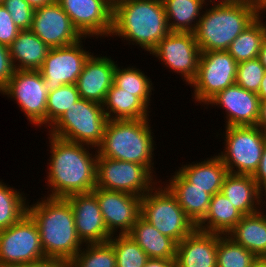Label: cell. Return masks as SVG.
Instances as JSON below:
<instances>
[{"instance_id": "obj_1", "label": "cell", "mask_w": 266, "mask_h": 267, "mask_svg": "<svg viewBox=\"0 0 266 267\" xmlns=\"http://www.w3.org/2000/svg\"><path fill=\"white\" fill-rule=\"evenodd\" d=\"M50 162L47 164L48 197L66 198L90 193L96 187L97 149L48 134ZM95 149V154L89 150ZM88 149V150H87Z\"/></svg>"}, {"instance_id": "obj_2", "label": "cell", "mask_w": 266, "mask_h": 267, "mask_svg": "<svg viewBox=\"0 0 266 267\" xmlns=\"http://www.w3.org/2000/svg\"><path fill=\"white\" fill-rule=\"evenodd\" d=\"M27 206L36 222L45 257L70 262L82 249L74 222L72 206L66 198L44 196Z\"/></svg>"}, {"instance_id": "obj_3", "label": "cell", "mask_w": 266, "mask_h": 267, "mask_svg": "<svg viewBox=\"0 0 266 267\" xmlns=\"http://www.w3.org/2000/svg\"><path fill=\"white\" fill-rule=\"evenodd\" d=\"M162 0H118L113 3L110 37L119 36L130 45L151 53L170 33Z\"/></svg>"}, {"instance_id": "obj_4", "label": "cell", "mask_w": 266, "mask_h": 267, "mask_svg": "<svg viewBox=\"0 0 266 267\" xmlns=\"http://www.w3.org/2000/svg\"><path fill=\"white\" fill-rule=\"evenodd\" d=\"M149 118L108 120L98 155L115 160L139 163L152 174L154 169V140ZM153 171V172H152Z\"/></svg>"}, {"instance_id": "obj_5", "label": "cell", "mask_w": 266, "mask_h": 267, "mask_svg": "<svg viewBox=\"0 0 266 267\" xmlns=\"http://www.w3.org/2000/svg\"><path fill=\"white\" fill-rule=\"evenodd\" d=\"M257 6L230 3L204 9L194 31L200 51H227L233 40L260 16Z\"/></svg>"}, {"instance_id": "obj_6", "label": "cell", "mask_w": 266, "mask_h": 267, "mask_svg": "<svg viewBox=\"0 0 266 267\" xmlns=\"http://www.w3.org/2000/svg\"><path fill=\"white\" fill-rule=\"evenodd\" d=\"M107 122L103 104L80 98L48 132L67 141L97 148L102 142Z\"/></svg>"}, {"instance_id": "obj_7", "label": "cell", "mask_w": 266, "mask_h": 267, "mask_svg": "<svg viewBox=\"0 0 266 267\" xmlns=\"http://www.w3.org/2000/svg\"><path fill=\"white\" fill-rule=\"evenodd\" d=\"M162 184H156L141 197L140 216L178 244L190 235L196 226L187 217L175 196Z\"/></svg>"}, {"instance_id": "obj_8", "label": "cell", "mask_w": 266, "mask_h": 267, "mask_svg": "<svg viewBox=\"0 0 266 267\" xmlns=\"http://www.w3.org/2000/svg\"><path fill=\"white\" fill-rule=\"evenodd\" d=\"M224 151L218 153L229 173L254 175L258 169L266 135L258 126H226Z\"/></svg>"}, {"instance_id": "obj_9", "label": "cell", "mask_w": 266, "mask_h": 267, "mask_svg": "<svg viewBox=\"0 0 266 267\" xmlns=\"http://www.w3.org/2000/svg\"><path fill=\"white\" fill-rule=\"evenodd\" d=\"M154 176L156 175L139 163L97 156L96 187L98 188L143 197L161 182Z\"/></svg>"}, {"instance_id": "obj_10", "label": "cell", "mask_w": 266, "mask_h": 267, "mask_svg": "<svg viewBox=\"0 0 266 267\" xmlns=\"http://www.w3.org/2000/svg\"><path fill=\"white\" fill-rule=\"evenodd\" d=\"M45 258L38 226L28 213L0 230V267H17Z\"/></svg>"}, {"instance_id": "obj_11", "label": "cell", "mask_w": 266, "mask_h": 267, "mask_svg": "<svg viewBox=\"0 0 266 267\" xmlns=\"http://www.w3.org/2000/svg\"><path fill=\"white\" fill-rule=\"evenodd\" d=\"M238 63L227 51L201 52L196 78L190 83L193 99L204 105L217 93L235 84Z\"/></svg>"}, {"instance_id": "obj_12", "label": "cell", "mask_w": 266, "mask_h": 267, "mask_svg": "<svg viewBox=\"0 0 266 267\" xmlns=\"http://www.w3.org/2000/svg\"><path fill=\"white\" fill-rule=\"evenodd\" d=\"M0 93L14 99L31 124L47 128L48 91L39 70H15Z\"/></svg>"}, {"instance_id": "obj_13", "label": "cell", "mask_w": 266, "mask_h": 267, "mask_svg": "<svg viewBox=\"0 0 266 267\" xmlns=\"http://www.w3.org/2000/svg\"><path fill=\"white\" fill-rule=\"evenodd\" d=\"M161 64L181 75L187 85L196 78L201 51L196 43L194 33L170 32L150 53Z\"/></svg>"}, {"instance_id": "obj_14", "label": "cell", "mask_w": 266, "mask_h": 267, "mask_svg": "<svg viewBox=\"0 0 266 267\" xmlns=\"http://www.w3.org/2000/svg\"><path fill=\"white\" fill-rule=\"evenodd\" d=\"M82 38L78 42L58 48H50L42 67L39 69L48 92L67 84H76L85 61L92 54L83 49Z\"/></svg>"}, {"instance_id": "obj_15", "label": "cell", "mask_w": 266, "mask_h": 267, "mask_svg": "<svg viewBox=\"0 0 266 267\" xmlns=\"http://www.w3.org/2000/svg\"><path fill=\"white\" fill-rule=\"evenodd\" d=\"M83 37H108L112 31L110 0H56Z\"/></svg>"}, {"instance_id": "obj_16", "label": "cell", "mask_w": 266, "mask_h": 267, "mask_svg": "<svg viewBox=\"0 0 266 267\" xmlns=\"http://www.w3.org/2000/svg\"><path fill=\"white\" fill-rule=\"evenodd\" d=\"M30 30L49 48L68 46L83 38L56 0L35 9Z\"/></svg>"}, {"instance_id": "obj_17", "label": "cell", "mask_w": 266, "mask_h": 267, "mask_svg": "<svg viewBox=\"0 0 266 267\" xmlns=\"http://www.w3.org/2000/svg\"><path fill=\"white\" fill-rule=\"evenodd\" d=\"M92 193L97 197L108 231L112 235H117V232L128 234L140 217L141 197L98 187H95Z\"/></svg>"}, {"instance_id": "obj_18", "label": "cell", "mask_w": 266, "mask_h": 267, "mask_svg": "<svg viewBox=\"0 0 266 267\" xmlns=\"http://www.w3.org/2000/svg\"><path fill=\"white\" fill-rule=\"evenodd\" d=\"M222 107L226 112V126H256L260 110L257 93L247 91L234 84L217 93L206 103L207 106Z\"/></svg>"}, {"instance_id": "obj_19", "label": "cell", "mask_w": 266, "mask_h": 267, "mask_svg": "<svg viewBox=\"0 0 266 267\" xmlns=\"http://www.w3.org/2000/svg\"><path fill=\"white\" fill-rule=\"evenodd\" d=\"M66 199L72 206L77 234L84 244L106 243L112 237L108 231L97 197L92 193L73 194Z\"/></svg>"}, {"instance_id": "obj_20", "label": "cell", "mask_w": 266, "mask_h": 267, "mask_svg": "<svg viewBox=\"0 0 266 267\" xmlns=\"http://www.w3.org/2000/svg\"><path fill=\"white\" fill-rule=\"evenodd\" d=\"M93 55L85 61L75 85L80 98L103 104L113 85L116 62L111 57Z\"/></svg>"}, {"instance_id": "obj_21", "label": "cell", "mask_w": 266, "mask_h": 267, "mask_svg": "<svg viewBox=\"0 0 266 267\" xmlns=\"http://www.w3.org/2000/svg\"><path fill=\"white\" fill-rule=\"evenodd\" d=\"M217 233L195 229L177 244L175 267H217Z\"/></svg>"}, {"instance_id": "obj_22", "label": "cell", "mask_w": 266, "mask_h": 267, "mask_svg": "<svg viewBox=\"0 0 266 267\" xmlns=\"http://www.w3.org/2000/svg\"><path fill=\"white\" fill-rule=\"evenodd\" d=\"M220 192L226 196L234 207L243 215L257 213L262 210L263 204L264 206L266 204L263 199L265 195L259 190L252 175L228 173Z\"/></svg>"}, {"instance_id": "obj_23", "label": "cell", "mask_w": 266, "mask_h": 267, "mask_svg": "<svg viewBox=\"0 0 266 267\" xmlns=\"http://www.w3.org/2000/svg\"><path fill=\"white\" fill-rule=\"evenodd\" d=\"M164 184L175 196L187 217L197 226L208 213L211 195L194 187L177 170ZM169 183V184H168Z\"/></svg>"}, {"instance_id": "obj_24", "label": "cell", "mask_w": 266, "mask_h": 267, "mask_svg": "<svg viewBox=\"0 0 266 267\" xmlns=\"http://www.w3.org/2000/svg\"><path fill=\"white\" fill-rule=\"evenodd\" d=\"M177 171L194 187L203 189L213 196L221 191L224 179L229 173L221 158L216 154L210 159L206 158L201 162H192L181 165Z\"/></svg>"}, {"instance_id": "obj_25", "label": "cell", "mask_w": 266, "mask_h": 267, "mask_svg": "<svg viewBox=\"0 0 266 267\" xmlns=\"http://www.w3.org/2000/svg\"><path fill=\"white\" fill-rule=\"evenodd\" d=\"M9 50L15 70H39L50 48L31 30H21Z\"/></svg>"}, {"instance_id": "obj_26", "label": "cell", "mask_w": 266, "mask_h": 267, "mask_svg": "<svg viewBox=\"0 0 266 267\" xmlns=\"http://www.w3.org/2000/svg\"><path fill=\"white\" fill-rule=\"evenodd\" d=\"M264 212L265 210H261L252 215H244L227 234L260 260H266V212Z\"/></svg>"}, {"instance_id": "obj_27", "label": "cell", "mask_w": 266, "mask_h": 267, "mask_svg": "<svg viewBox=\"0 0 266 267\" xmlns=\"http://www.w3.org/2000/svg\"><path fill=\"white\" fill-rule=\"evenodd\" d=\"M144 250L149 258L176 259L177 243L160 233L153 225L141 216L128 233Z\"/></svg>"}, {"instance_id": "obj_28", "label": "cell", "mask_w": 266, "mask_h": 267, "mask_svg": "<svg viewBox=\"0 0 266 267\" xmlns=\"http://www.w3.org/2000/svg\"><path fill=\"white\" fill-rule=\"evenodd\" d=\"M244 215L221 192L211 197L208 213L196 229L227 235Z\"/></svg>"}, {"instance_id": "obj_29", "label": "cell", "mask_w": 266, "mask_h": 267, "mask_svg": "<svg viewBox=\"0 0 266 267\" xmlns=\"http://www.w3.org/2000/svg\"><path fill=\"white\" fill-rule=\"evenodd\" d=\"M103 109L108 120L149 118L148 107L135 95L118 88L114 83L107 92Z\"/></svg>"}, {"instance_id": "obj_30", "label": "cell", "mask_w": 266, "mask_h": 267, "mask_svg": "<svg viewBox=\"0 0 266 267\" xmlns=\"http://www.w3.org/2000/svg\"><path fill=\"white\" fill-rule=\"evenodd\" d=\"M171 32L194 33L205 8L203 0H162ZM202 10V12H201Z\"/></svg>"}, {"instance_id": "obj_31", "label": "cell", "mask_w": 266, "mask_h": 267, "mask_svg": "<svg viewBox=\"0 0 266 267\" xmlns=\"http://www.w3.org/2000/svg\"><path fill=\"white\" fill-rule=\"evenodd\" d=\"M259 16L230 44L227 52L237 63L258 58L261 44L266 38V22Z\"/></svg>"}, {"instance_id": "obj_32", "label": "cell", "mask_w": 266, "mask_h": 267, "mask_svg": "<svg viewBox=\"0 0 266 267\" xmlns=\"http://www.w3.org/2000/svg\"><path fill=\"white\" fill-rule=\"evenodd\" d=\"M150 80V77L146 76L139 68H135V66L120 68L116 64L113 83L118 88L137 96L149 109L152 90H154L153 83Z\"/></svg>"}, {"instance_id": "obj_33", "label": "cell", "mask_w": 266, "mask_h": 267, "mask_svg": "<svg viewBox=\"0 0 266 267\" xmlns=\"http://www.w3.org/2000/svg\"><path fill=\"white\" fill-rule=\"evenodd\" d=\"M24 192L0 181V230L17 223L26 213L28 200Z\"/></svg>"}, {"instance_id": "obj_34", "label": "cell", "mask_w": 266, "mask_h": 267, "mask_svg": "<svg viewBox=\"0 0 266 267\" xmlns=\"http://www.w3.org/2000/svg\"><path fill=\"white\" fill-rule=\"evenodd\" d=\"M260 259L228 235L218 234L217 267H253Z\"/></svg>"}, {"instance_id": "obj_35", "label": "cell", "mask_w": 266, "mask_h": 267, "mask_svg": "<svg viewBox=\"0 0 266 267\" xmlns=\"http://www.w3.org/2000/svg\"><path fill=\"white\" fill-rule=\"evenodd\" d=\"M108 243L116 255V267H144L149 257L128 234L112 235Z\"/></svg>"}, {"instance_id": "obj_36", "label": "cell", "mask_w": 266, "mask_h": 267, "mask_svg": "<svg viewBox=\"0 0 266 267\" xmlns=\"http://www.w3.org/2000/svg\"><path fill=\"white\" fill-rule=\"evenodd\" d=\"M84 247L69 262L70 267H116V255L108 242L85 244Z\"/></svg>"}, {"instance_id": "obj_37", "label": "cell", "mask_w": 266, "mask_h": 267, "mask_svg": "<svg viewBox=\"0 0 266 267\" xmlns=\"http://www.w3.org/2000/svg\"><path fill=\"white\" fill-rule=\"evenodd\" d=\"M79 99V92L75 84L63 85L48 92L47 127H51Z\"/></svg>"}, {"instance_id": "obj_38", "label": "cell", "mask_w": 266, "mask_h": 267, "mask_svg": "<svg viewBox=\"0 0 266 267\" xmlns=\"http://www.w3.org/2000/svg\"><path fill=\"white\" fill-rule=\"evenodd\" d=\"M265 68L258 58L240 62L237 65L235 84L247 91L258 93Z\"/></svg>"}, {"instance_id": "obj_39", "label": "cell", "mask_w": 266, "mask_h": 267, "mask_svg": "<svg viewBox=\"0 0 266 267\" xmlns=\"http://www.w3.org/2000/svg\"><path fill=\"white\" fill-rule=\"evenodd\" d=\"M3 5L16 26L21 30H30L35 10L25 0H4Z\"/></svg>"}, {"instance_id": "obj_40", "label": "cell", "mask_w": 266, "mask_h": 267, "mask_svg": "<svg viewBox=\"0 0 266 267\" xmlns=\"http://www.w3.org/2000/svg\"><path fill=\"white\" fill-rule=\"evenodd\" d=\"M21 29L14 24L10 13L0 4V44L10 46Z\"/></svg>"}, {"instance_id": "obj_41", "label": "cell", "mask_w": 266, "mask_h": 267, "mask_svg": "<svg viewBox=\"0 0 266 267\" xmlns=\"http://www.w3.org/2000/svg\"><path fill=\"white\" fill-rule=\"evenodd\" d=\"M14 71L15 68L12 64L9 47L0 44V91L10 81Z\"/></svg>"}, {"instance_id": "obj_42", "label": "cell", "mask_w": 266, "mask_h": 267, "mask_svg": "<svg viewBox=\"0 0 266 267\" xmlns=\"http://www.w3.org/2000/svg\"><path fill=\"white\" fill-rule=\"evenodd\" d=\"M253 179L256 181L259 190L264 193L266 197V145L264 147L258 169L253 175Z\"/></svg>"}, {"instance_id": "obj_43", "label": "cell", "mask_w": 266, "mask_h": 267, "mask_svg": "<svg viewBox=\"0 0 266 267\" xmlns=\"http://www.w3.org/2000/svg\"><path fill=\"white\" fill-rule=\"evenodd\" d=\"M17 267H70V264L63 260L46 257L45 259Z\"/></svg>"}, {"instance_id": "obj_44", "label": "cell", "mask_w": 266, "mask_h": 267, "mask_svg": "<svg viewBox=\"0 0 266 267\" xmlns=\"http://www.w3.org/2000/svg\"><path fill=\"white\" fill-rule=\"evenodd\" d=\"M144 267H175V259L149 258Z\"/></svg>"}, {"instance_id": "obj_45", "label": "cell", "mask_w": 266, "mask_h": 267, "mask_svg": "<svg viewBox=\"0 0 266 267\" xmlns=\"http://www.w3.org/2000/svg\"><path fill=\"white\" fill-rule=\"evenodd\" d=\"M256 126L266 135V100L260 101L259 117Z\"/></svg>"}, {"instance_id": "obj_46", "label": "cell", "mask_w": 266, "mask_h": 267, "mask_svg": "<svg viewBox=\"0 0 266 267\" xmlns=\"http://www.w3.org/2000/svg\"><path fill=\"white\" fill-rule=\"evenodd\" d=\"M34 10L44 7L54 2L55 0H25Z\"/></svg>"}, {"instance_id": "obj_47", "label": "cell", "mask_w": 266, "mask_h": 267, "mask_svg": "<svg viewBox=\"0 0 266 267\" xmlns=\"http://www.w3.org/2000/svg\"><path fill=\"white\" fill-rule=\"evenodd\" d=\"M258 59L266 71V38L263 40L261 44L260 52L258 54Z\"/></svg>"}, {"instance_id": "obj_48", "label": "cell", "mask_w": 266, "mask_h": 267, "mask_svg": "<svg viewBox=\"0 0 266 267\" xmlns=\"http://www.w3.org/2000/svg\"><path fill=\"white\" fill-rule=\"evenodd\" d=\"M257 95L260 98V101L266 100V71L264 73L262 82L260 83Z\"/></svg>"}, {"instance_id": "obj_49", "label": "cell", "mask_w": 266, "mask_h": 267, "mask_svg": "<svg viewBox=\"0 0 266 267\" xmlns=\"http://www.w3.org/2000/svg\"><path fill=\"white\" fill-rule=\"evenodd\" d=\"M258 12H259V15L260 16H263V14L262 13H264L265 14V12H266V0H259L258 1ZM262 14V15H261Z\"/></svg>"}, {"instance_id": "obj_50", "label": "cell", "mask_w": 266, "mask_h": 267, "mask_svg": "<svg viewBox=\"0 0 266 267\" xmlns=\"http://www.w3.org/2000/svg\"><path fill=\"white\" fill-rule=\"evenodd\" d=\"M232 3H246L250 5H258L259 0H230Z\"/></svg>"}, {"instance_id": "obj_51", "label": "cell", "mask_w": 266, "mask_h": 267, "mask_svg": "<svg viewBox=\"0 0 266 267\" xmlns=\"http://www.w3.org/2000/svg\"><path fill=\"white\" fill-rule=\"evenodd\" d=\"M204 1V3L206 4L207 2L209 3V1H210V3H212L213 5H219V4H230V3H232L230 0H203ZM207 1V2H206Z\"/></svg>"}, {"instance_id": "obj_52", "label": "cell", "mask_w": 266, "mask_h": 267, "mask_svg": "<svg viewBox=\"0 0 266 267\" xmlns=\"http://www.w3.org/2000/svg\"><path fill=\"white\" fill-rule=\"evenodd\" d=\"M253 267H266V260H259Z\"/></svg>"}]
</instances>
